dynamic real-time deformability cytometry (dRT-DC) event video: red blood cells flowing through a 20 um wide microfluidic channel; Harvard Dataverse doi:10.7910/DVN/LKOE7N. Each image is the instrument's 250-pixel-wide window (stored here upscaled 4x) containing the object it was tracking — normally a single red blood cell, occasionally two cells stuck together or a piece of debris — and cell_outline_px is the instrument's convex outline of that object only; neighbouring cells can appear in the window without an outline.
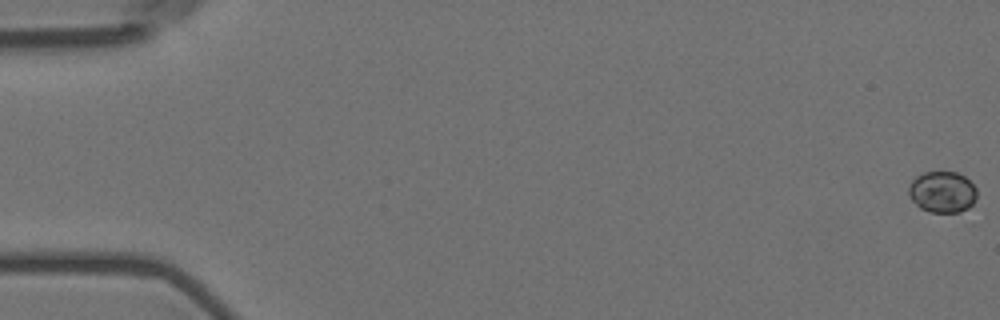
{"species": "Egyptian fruit bat (a non-hibernating species)", "species_latin": "Rousettus aegyptiacus", "temperature_condition": "room temperature", "stored_images_in_passage": 8, "segment_of_instrument_passage": [1, 2], "camera_frame_rate_fps": 3000, "um_per_image_px": 0.085, "animal": {"sex": "female"}, "frame": {"image": 1, "passage_image": 1, "time_ms": 0.0, "image_size_px": [1000, 320], "cell_outline_px": [[976, 200], [968, 208], [960, 212], [928, 212], [920, 208], [912, 200], [908, 192], [908, 188], [912, 180], [916, 176], [924, 172], [956, 172], [964, 176], [976, 188]], "centroid_in_image_um": [80.09, 16.32], "position_along_channel_um": 4.9, "area_um2": 16.42}}
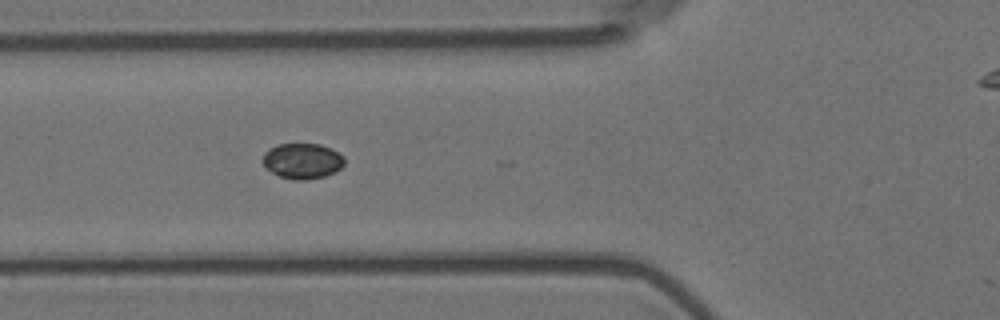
{"frame": {"image": 2, "passage_image": 7, "time_ms": 2.0, "image_size_px": [1000, 320], "cell_outline_px": [[344, 164], [340, 168], [324, 176], [308, 180], [292, 180], [280, 176], [264, 168], [260, 160], [264, 152], [268, 148], [276, 144], [320, 144], [332, 148], [344, 156]], "centroid_in_image_um": [25.65, 13.67], "position_along_channel_um": 100.2, "area_um2": 17.22}}